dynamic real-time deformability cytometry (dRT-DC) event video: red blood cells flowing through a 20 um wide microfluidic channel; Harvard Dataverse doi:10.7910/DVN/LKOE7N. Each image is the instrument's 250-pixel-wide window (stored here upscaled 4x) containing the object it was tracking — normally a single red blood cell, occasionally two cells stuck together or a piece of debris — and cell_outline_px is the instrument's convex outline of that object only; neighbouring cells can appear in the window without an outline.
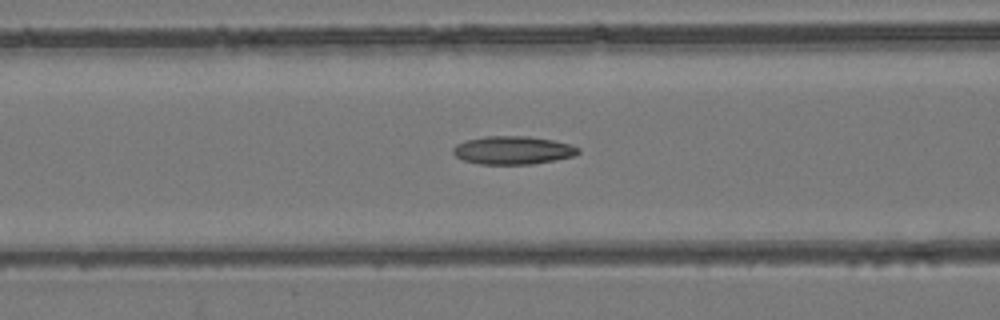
{"species": "common noctule bat (a hibernating species)", "species_latin": "Nyctalus noctula", "temperature_condition": "room temperature", "stored_images_in_passage": 54, "camera_frame_rate_fps": 3000, "um_per_image_px": 0.085, "animal": {"sex": "female", "body_mass_g": 24.6, "forearm_length_mm": 56.2}, "frame": {"image": 1, "passage_image": 23, "time_ms": 7.333, "image_size_px": [1000, 320], "cell_outline_px": [[580, 152], [572, 156], [532, 164], [480, 164], [464, 160], [456, 156], [452, 152], [452, 148], [456, 144], [464, 140], [484, 136], [528, 136], [552, 140], [568, 144], [580, 148]], "centroid_in_image_um": [43.54, 12.76], "position_along_channel_um": 123.1, "area_um2": 20.46}}
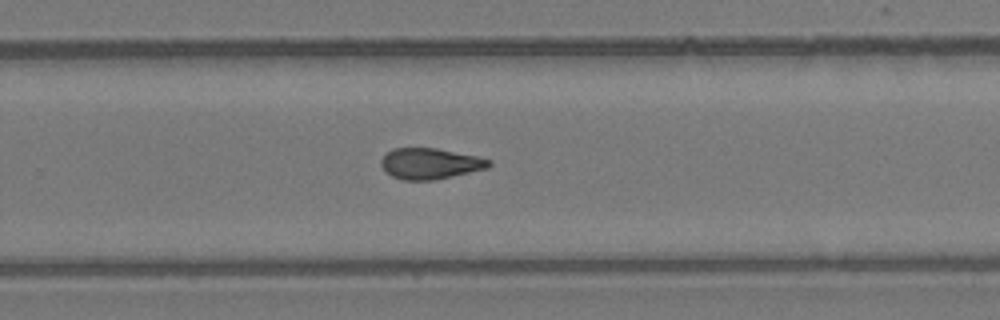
{"frame": {"image": 2, "passage_image": 36, "time_ms": 11.667, "image_size_px": [1000, 320], "cell_outline_px": [[492, 164], [488, 168], [436, 180], [404, 180], [392, 176], [380, 164], [380, 160], [392, 148], [436, 148], [480, 156], [492, 160]], "centroid_in_image_um": [36.61, 13.9], "position_along_channel_um": 293.2, "area_um2": 19.54}}
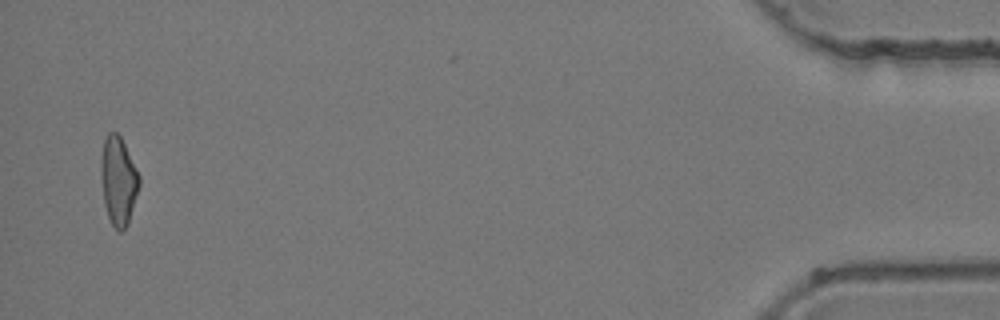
{"frame": {"image": 3, "passage_image": 53, "time_ms": 17.333, "image_size_px": [1000, 320], "cell_outline_px": [[140, 184], [128, 224], [120, 232], [112, 224], [108, 216], [104, 204], [100, 176], [100, 156], [104, 136], [108, 132], [116, 132], [120, 136], [140, 176]], "centroid_in_image_um": [10.03, 15.33], "position_along_channel_um": 425.2, "area_um2": 19.83}, "authors_computed_cell_mechanics": {"area_um2": 19.941, "velocity_mm_per_s": 3.9341, "shape_relaxation_time_tau1_ms": null, "shape_relaxation_time_tau2_ms": 3.4821, "deformation_change_tau1": null, "deformation_change_tau2": 0.1264}}